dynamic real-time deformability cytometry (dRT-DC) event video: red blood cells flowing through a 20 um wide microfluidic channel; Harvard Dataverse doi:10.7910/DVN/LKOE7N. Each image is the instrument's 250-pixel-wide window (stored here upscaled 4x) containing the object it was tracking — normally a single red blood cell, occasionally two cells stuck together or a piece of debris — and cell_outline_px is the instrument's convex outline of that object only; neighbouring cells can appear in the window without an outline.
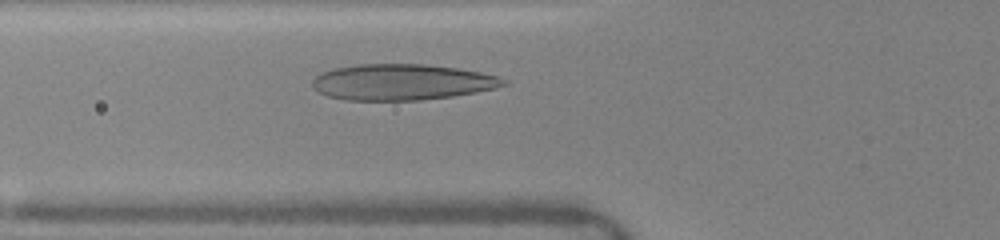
{"species": "human", "species_latin": "Homo sapiens", "temperature_condition": "warm", "stored_images_in_passage": 36, "camera_frame_rate_fps": 3000, "um_per_image_px": 0.085, "donor": {"sex": "female"}, "frame": {"image": 1, "passage_image": 9, "time_ms": 2.333, "image_size_px": [1000, 240], "cell_outline_px": [[508, 84], [496, 88], [476, 92], [452, 96], [420, 100], [348, 100], [328, 96], [320, 92], [312, 84], [312, 80], [316, 76], [332, 68], [356, 64], [424, 64], [456, 68], [480, 72], [496, 76], [508, 80]], "centroid_in_image_um": [34.18, 6.97], "position_along_channel_um": 91.6, "area_um2": 39.94}}
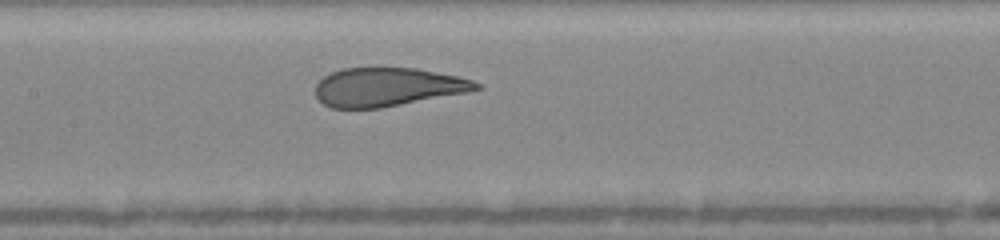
{"frame": {"image": 2, "passage_image": 16, "time_ms": 4.333, "image_size_px": [1000, 240], "cell_outline_px": [[484, 88], [468, 92], [380, 108], [332, 108], [324, 104], [316, 96], [316, 84], [324, 76], [340, 68], [416, 68], [456, 76], [472, 80], [480, 84]], "centroid_in_image_um": [32.94, 7.4], "position_along_channel_um": 174.5, "area_um2": 36.01}}
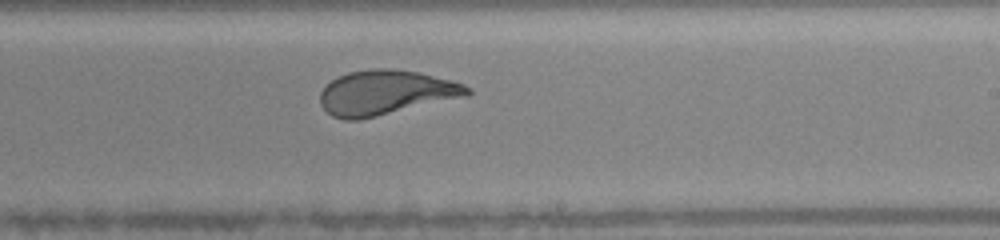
{"frame": {"image": 3, "passage_image": 23, "time_ms": 6.333, "image_size_px": [1000, 240], "cell_outline_px": [[472, 92], [468, 96], [360, 120], [344, 120], [332, 116], [320, 104], [320, 92], [332, 80], [348, 72], [372, 68], [392, 68], [420, 72], [452, 80], [464, 84], [472, 88]], "centroid_in_image_um": [32.83, 7.87], "position_along_channel_um": 256.2, "area_um2": 38.61}, "authors_computed_cell_mechanics": {"area_um2": 39.1884, "velocity_mm_per_s": 4.1024, "shape_relaxation_time_tau1_ms": 4.7225, "shape_relaxation_time_tau2_ms": null, "deformation_change_tau1": 0.2258, "deformation_change_tau2": null}}